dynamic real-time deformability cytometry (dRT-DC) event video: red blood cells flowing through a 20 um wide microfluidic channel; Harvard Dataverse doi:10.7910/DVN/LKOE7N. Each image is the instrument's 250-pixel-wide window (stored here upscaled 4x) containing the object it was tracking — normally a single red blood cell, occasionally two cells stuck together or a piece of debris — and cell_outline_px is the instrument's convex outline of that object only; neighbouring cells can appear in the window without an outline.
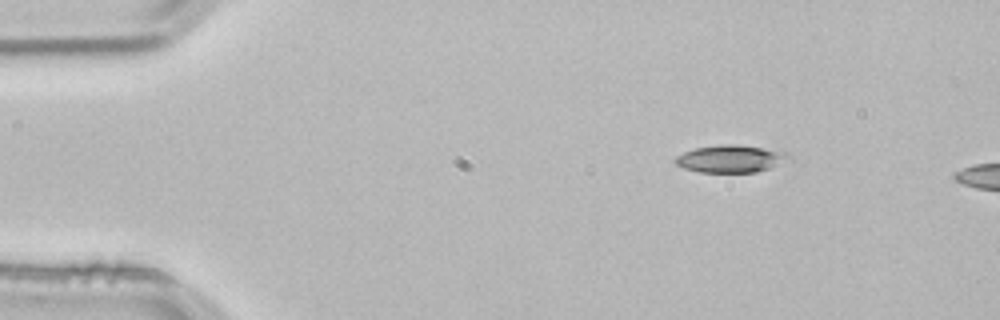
{"species": "common noctule bat (a hibernating species)", "species_latin": "Nyctalus noctula", "temperature_condition": "room temperature", "stored_images_in_passage": 2, "camera_frame_rate_fps": 3000, "um_per_image_px": 0.085, "animal": {"sex": "male", "body_mass_g": 21.5, "forearm_length_mm": 52.0}, "frame": {"image": 1, "passage_image": 1, "time_ms": 0.0, "image_size_px": [1000, 320], "cell_outline_px": [[792, 160], [756, 172], [700, 172], [684, 168], [676, 164], [672, 160], [676, 156], [684, 152], [696, 148], [720, 144], [736, 144], [764, 148], [788, 152], [792, 156]], "centroid_in_image_um": [62.14, 13.49], "position_along_channel_um": 22.9, "area_um2": 18.26}}